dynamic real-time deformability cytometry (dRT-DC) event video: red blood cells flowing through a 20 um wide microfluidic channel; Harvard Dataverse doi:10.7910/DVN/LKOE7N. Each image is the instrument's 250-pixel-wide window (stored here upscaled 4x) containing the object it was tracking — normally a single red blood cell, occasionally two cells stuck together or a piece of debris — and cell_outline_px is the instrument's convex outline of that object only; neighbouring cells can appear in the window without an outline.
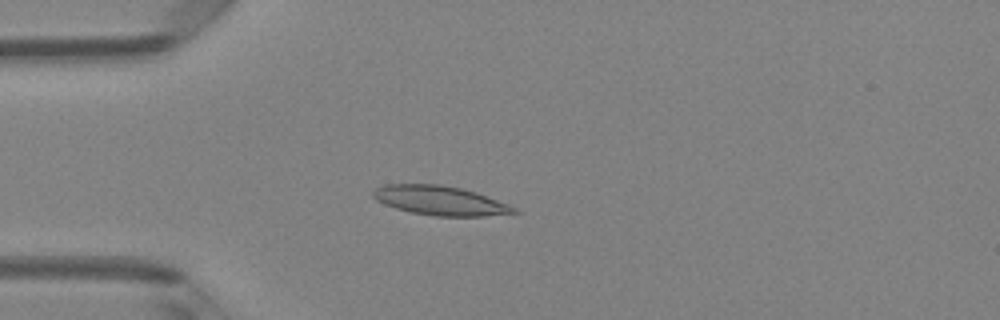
{"species": "Egyptian fruit bat (a non-hibernating species)", "species_latin": "Rousettus aegyptiacus", "temperature_condition": "room temperature", "stored_images_in_passage": 5, "camera_frame_rate_fps": 3000, "um_per_image_px": 0.085, "animal": {"sex": "female"}, "frame": {"image": 1, "passage_image": 4, "time_ms": 1.0, "image_size_px": [1000, 320], "cell_outline_px": [[520, 212], [484, 216], [436, 216], [412, 212], [396, 208], [384, 204], [376, 200], [372, 196], [372, 192], [376, 188], [384, 184], [440, 184], [460, 188], [476, 192], [508, 204], [516, 208]], "centroid_in_image_um": [37.39, 17.04], "position_along_channel_um": 47.6, "area_um2": 23.93}}